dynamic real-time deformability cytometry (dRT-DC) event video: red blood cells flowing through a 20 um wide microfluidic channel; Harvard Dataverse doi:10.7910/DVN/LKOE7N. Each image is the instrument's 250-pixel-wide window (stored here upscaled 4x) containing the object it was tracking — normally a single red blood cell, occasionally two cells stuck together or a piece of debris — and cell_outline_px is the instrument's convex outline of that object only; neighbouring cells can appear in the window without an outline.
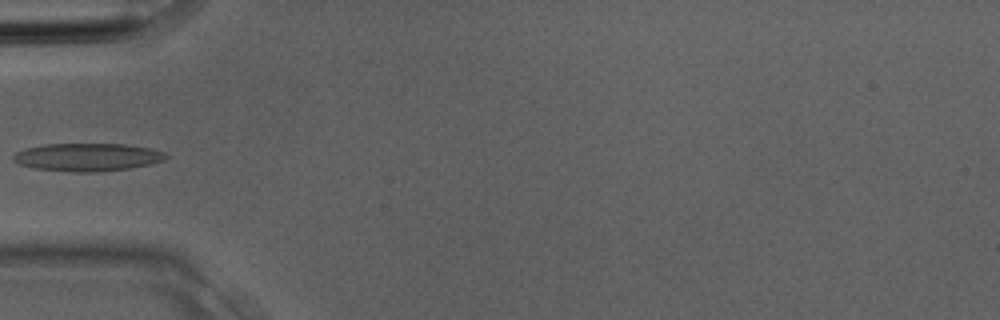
{"species": "Egyptian fruit bat (a non-hibernating species)", "species_latin": "Rousettus aegyptiacus", "temperature_condition": "room temperature", "stored_images_in_passage": 4, "camera_frame_rate_fps": 3000, "um_per_image_px": 0.085, "animal": {"sex": "male"}, "frame": {"image": 1, "passage_image": 4, "time_ms": 1.0, "image_size_px": [1000, 320], "cell_outline_px": [[168, 156], [164, 160], [152, 164], [128, 168], [96, 172], [68, 172], [36, 168], [20, 164], [12, 160], [12, 156], [16, 152], [24, 148], [44, 144], [124, 144], [148, 148], [164, 152]], "centroid_in_image_um": [7.4, 13.36], "position_along_channel_um": 77.6, "area_um2": 24.8}}